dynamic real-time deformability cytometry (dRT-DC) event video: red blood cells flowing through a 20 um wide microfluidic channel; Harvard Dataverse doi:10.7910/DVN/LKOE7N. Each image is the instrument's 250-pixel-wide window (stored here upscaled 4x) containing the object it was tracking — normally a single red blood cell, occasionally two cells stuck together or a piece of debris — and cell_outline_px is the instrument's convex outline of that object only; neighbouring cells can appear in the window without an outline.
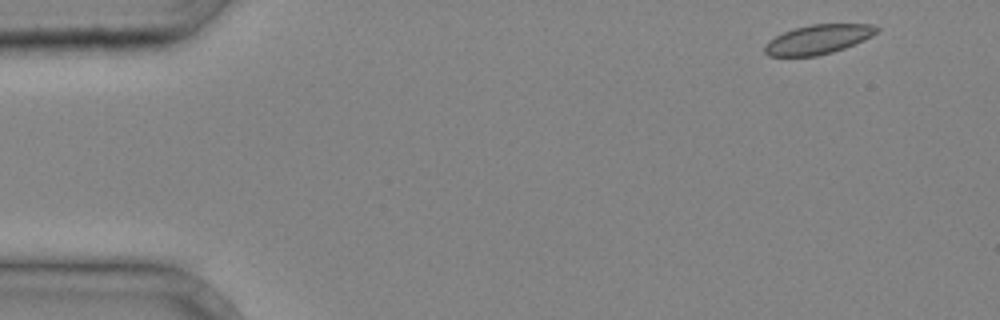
{"species": "common noctule bat (a hibernating species)", "species_latin": "Nyctalus noctula", "temperature_condition": "cold", "stored_images_in_passage": 4, "camera_frame_rate_fps": 3000, "um_per_image_px": 0.085, "animal": {"sex": "male", "body_mass_g": 20.4}, "frame": {"image": 1, "passage_image": 1, "time_ms": 0.0, "image_size_px": [1000, 320], "cell_outline_px": [[880, 28], [872, 36], [864, 40], [844, 48], [832, 52], [816, 56], [768, 56], [764, 52], [764, 44], [768, 40], [784, 32], [796, 28], [812, 24], [872, 24]], "centroid_in_image_um": [69.52, 3.35], "position_along_channel_um": 15.5, "area_um2": 19.07}}